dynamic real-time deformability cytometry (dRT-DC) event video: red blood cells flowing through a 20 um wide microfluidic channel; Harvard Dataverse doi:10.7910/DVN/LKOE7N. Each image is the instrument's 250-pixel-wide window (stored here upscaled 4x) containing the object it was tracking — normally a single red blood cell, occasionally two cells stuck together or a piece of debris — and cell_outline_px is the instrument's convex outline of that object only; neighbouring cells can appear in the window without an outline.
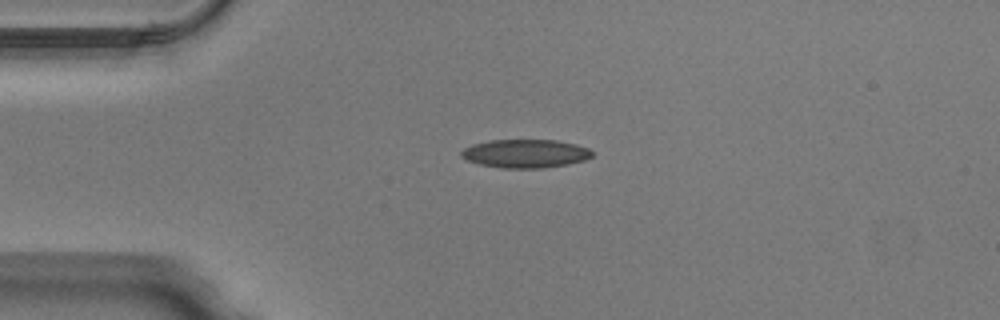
{"species": "Egyptian fruit bat (a non-hibernating species)", "species_latin": "Rousettus aegyptiacus", "temperature_condition": "warm", "stored_images_in_passage": 43, "camera_frame_rate_fps": 3000, "um_per_image_px": 0.085, "animal": {"sex": "male"}, "frame": {"image": 1, "passage_image": 5, "time_ms": 1.333, "image_size_px": [1000, 320], "cell_outline_px": [[592, 156], [584, 160], [568, 164], [544, 168], [500, 168], [480, 164], [468, 160], [460, 156], [460, 152], [464, 148], [472, 144], [488, 140], [556, 140], [576, 144], [588, 148], [592, 152]], "centroid_in_image_um": [44.64, 13.05], "position_along_channel_um": 40.4, "area_um2": 21.73}}
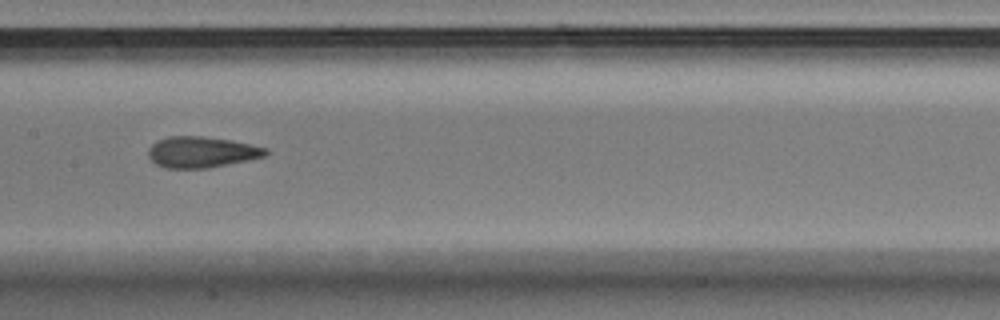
{"frame": {"image": 2, "passage_image": 18, "time_ms": 5.667, "image_size_px": [1000, 320], "cell_outline_px": [[268, 152], [264, 156], [248, 160], [208, 168], [164, 168], [156, 164], [148, 156], [148, 148], [156, 140], [168, 136], [200, 136], [232, 140], [268, 148]], "centroid_in_image_um": [17.11, 12.92], "position_along_channel_um": 190.3, "area_um2": 21.27}}
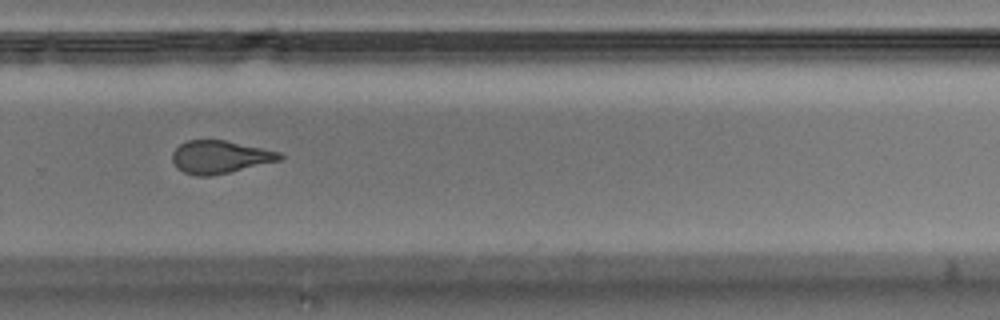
{"frame": {"image": 3, "passage_image": 27, "time_ms": 8.667, "image_size_px": [1000, 320], "cell_outline_px": [[284, 156], [280, 160], [212, 176], [196, 176], [184, 172], [176, 168], [172, 160], [172, 152], [180, 144], [188, 140], [224, 140], [280, 152]], "centroid_in_image_um": [18.65, 13.35], "position_along_channel_um": 311.1, "area_um2": 20.4}, "authors_computed_cell_mechanics": {"area_um2": 21.5016, "velocity_mm_per_s": 4.0429, "shape_relaxation_time_tau1_ms": null, "shape_relaxation_time_tau2_ms": 1.9745, "deformation_change_tau1": null, "deformation_change_tau2": 0.0873}}